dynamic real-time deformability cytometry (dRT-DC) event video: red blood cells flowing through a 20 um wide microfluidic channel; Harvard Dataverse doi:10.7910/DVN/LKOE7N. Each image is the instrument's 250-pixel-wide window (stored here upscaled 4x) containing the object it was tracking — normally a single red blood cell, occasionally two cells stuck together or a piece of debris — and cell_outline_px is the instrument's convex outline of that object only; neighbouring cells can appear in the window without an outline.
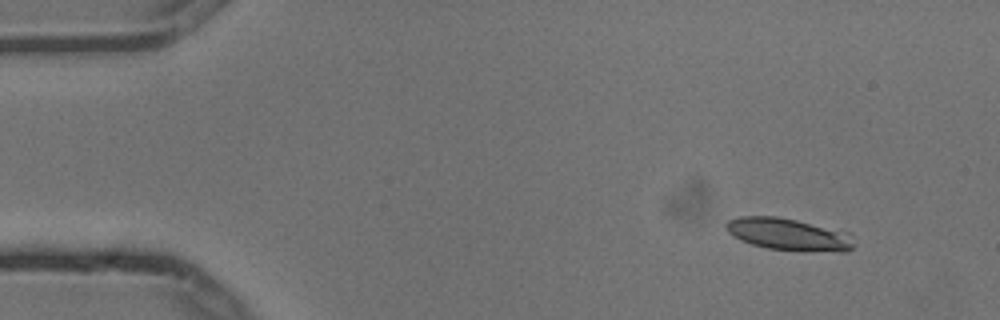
{"species": "common noctule bat (a hibernating species)", "species_latin": "Nyctalus noctula", "temperature_condition": "cold", "stored_images_in_passage": 4, "camera_frame_rate_fps": 3000, "um_per_image_px": 0.085, "animal": {"sex": "male", "body_mass_g": 13.3}, "frame": {"image": 1, "passage_image": 1, "time_ms": 0.0, "image_size_px": [1000, 320], "cell_outline_px": [[856, 244], [848, 252], [800, 252], [768, 248], [752, 244], [740, 240], [728, 232], [724, 228], [724, 224], [728, 220], [740, 216], [776, 216], [796, 220], [852, 232]], "centroid_in_image_um": [67.12, 19.94], "position_along_channel_um": 17.9, "area_um2": 24.74}}